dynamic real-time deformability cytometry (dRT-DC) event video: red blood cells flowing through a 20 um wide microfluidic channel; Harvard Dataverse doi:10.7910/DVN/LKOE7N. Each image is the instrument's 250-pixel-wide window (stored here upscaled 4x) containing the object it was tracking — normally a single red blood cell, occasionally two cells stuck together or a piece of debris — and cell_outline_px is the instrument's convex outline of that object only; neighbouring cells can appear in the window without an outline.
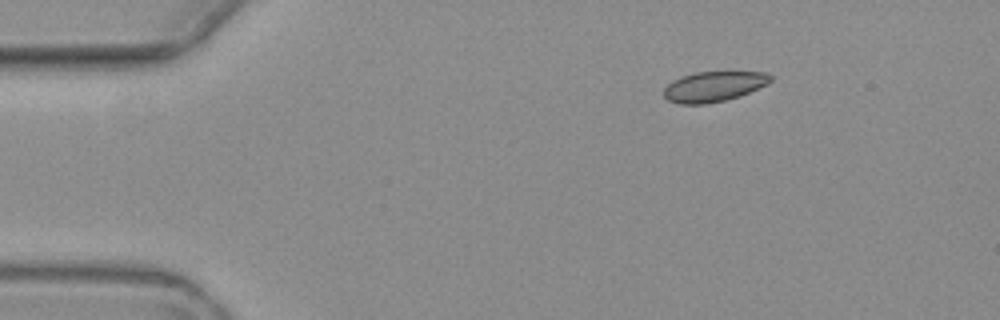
{"species": "common noctule bat (a hibernating species)", "species_latin": "Nyctalus noctula", "temperature_condition": "warm", "stored_images_in_passage": 4, "camera_frame_rate_fps": 3000, "um_per_image_px": 0.085, "animal": {"sex": "female", "body_mass_g": 19.3, "forearm_length_mm": 54.1}, "frame": {"image": 1, "passage_image": 4, "time_ms": 3.667, "image_size_px": [1000, 320], "cell_outline_px": [[772, 80], [768, 84], [740, 96], [724, 100], [704, 104], [680, 104], [668, 100], [664, 96], [664, 88], [672, 80], [680, 76], [696, 72], [768, 72], [772, 76]], "centroid_in_image_um": [60.67, 7.35], "position_along_channel_um": 24.3, "area_um2": 18.84}}